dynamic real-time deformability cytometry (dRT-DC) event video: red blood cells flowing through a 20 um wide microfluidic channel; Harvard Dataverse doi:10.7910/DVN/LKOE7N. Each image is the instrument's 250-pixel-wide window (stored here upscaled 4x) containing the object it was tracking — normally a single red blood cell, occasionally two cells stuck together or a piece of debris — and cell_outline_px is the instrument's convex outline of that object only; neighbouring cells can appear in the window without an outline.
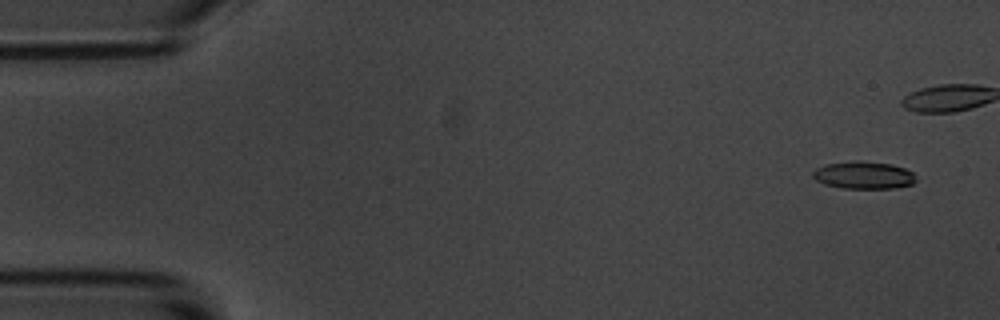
{"species": "common noctule bat (a hibernating species)", "species_latin": "Nyctalus noctula", "temperature_condition": "room temperature", "stored_images_in_passage": 6, "camera_frame_rate_fps": 3000, "um_per_image_px": 0.085, "animal": {"sex": "male", "body_mass_g": 20.1, "forearm_length_mm": 53.5}, "frame": {"image": 1, "passage_image": 1, "time_ms": 0.0, "image_size_px": [1000, 320], "cell_outline_px": [[916, 180], [912, 184], [892, 188], [844, 188], [824, 184], [816, 180], [812, 176], [812, 172], [816, 168], [824, 164], [852, 160], [864, 160], [892, 164], [904, 168], [912, 172]], "centroid_in_image_um": [73.37, 14.86], "position_along_channel_um": 11.6, "area_um2": 16.65}}
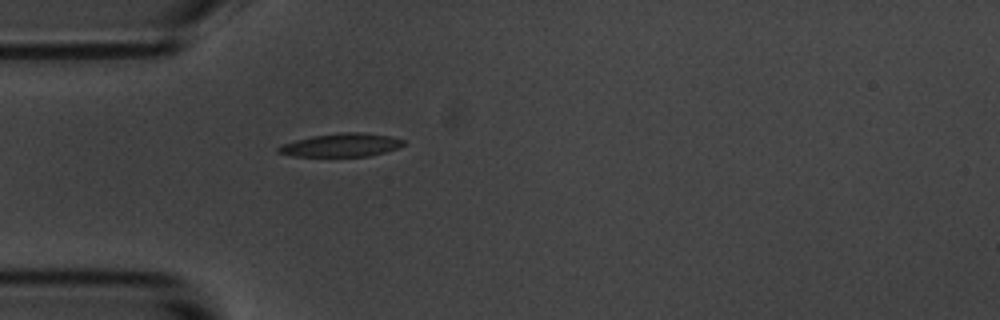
{"frame": {"image": 2, "passage_image": 6, "time_ms": 5.667, "image_size_px": [1000, 320], "cell_outline_px": [[404, 144], [400, 148], [368, 156], [292, 156], [276, 152], [276, 148], [284, 144], [296, 140], [312, 136], [340, 132], [360, 132], [388, 136], [404, 140]], "centroid_in_image_um": [29.0, 12.33], "position_along_channel_um": 56.0, "area_um2": 16.88}}